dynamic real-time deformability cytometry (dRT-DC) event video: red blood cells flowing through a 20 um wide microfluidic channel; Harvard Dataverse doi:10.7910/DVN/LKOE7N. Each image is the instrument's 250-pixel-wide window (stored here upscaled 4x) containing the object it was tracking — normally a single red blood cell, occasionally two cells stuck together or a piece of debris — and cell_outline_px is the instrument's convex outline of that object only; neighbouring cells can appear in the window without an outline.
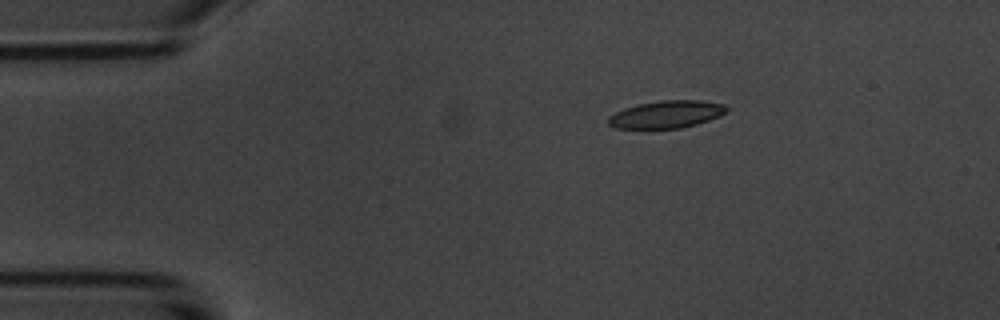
{"species": "common noctule bat (a hibernating species)", "species_latin": "Nyctalus noctula", "temperature_condition": "room temperature", "stored_images_in_passage": 6, "camera_frame_rate_fps": 3000, "um_per_image_px": 0.085, "animal": {"sex": "male", "body_mass_g": 20.1, "forearm_length_mm": 53.5}, "frame": {"image": 1, "passage_image": 3, "time_ms": 2.333, "image_size_px": [1000, 320], "cell_outline_px": [[728, 108], [720, 116], [696, 124], [680, 128], [616, 128], [608, 124], [608, 116], [624, 108], [640, 104], [660, 100], [700, 100], [724, 104]], "centroid_in_image_um": [56.64, 9.71], "position_along_channel_um": 28.4, "area_um2": 18.73}}
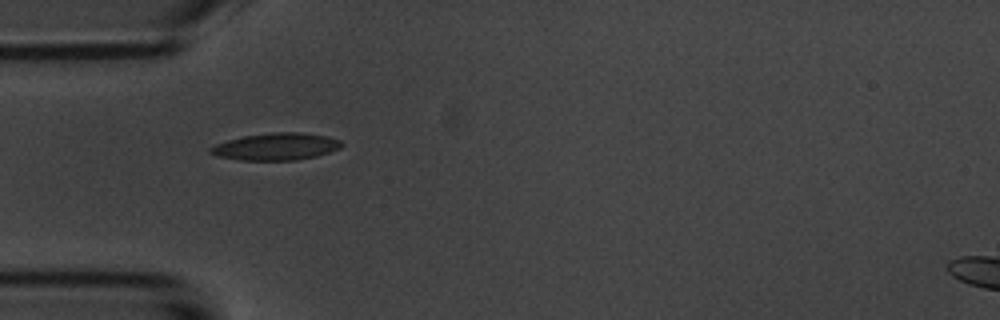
{"frame": {"image": 2, "passage_image": 5, "time_ms": 4.667, "image_size_px": [1000, 320], "cell_outline_px": [[344, 144], [340, 148], [316, 156], [296, 160], [240, 160], [216, 156], [208, 152], [208, 148], [216, 144], [228, 140], [244, 136], [272, 132], [300, 132], [328, 136], [340, 140]], "centroid_in_image_um": [23.46, 12.46], "position_along_channel_um": 61.5, "area_um2": 20.75}}